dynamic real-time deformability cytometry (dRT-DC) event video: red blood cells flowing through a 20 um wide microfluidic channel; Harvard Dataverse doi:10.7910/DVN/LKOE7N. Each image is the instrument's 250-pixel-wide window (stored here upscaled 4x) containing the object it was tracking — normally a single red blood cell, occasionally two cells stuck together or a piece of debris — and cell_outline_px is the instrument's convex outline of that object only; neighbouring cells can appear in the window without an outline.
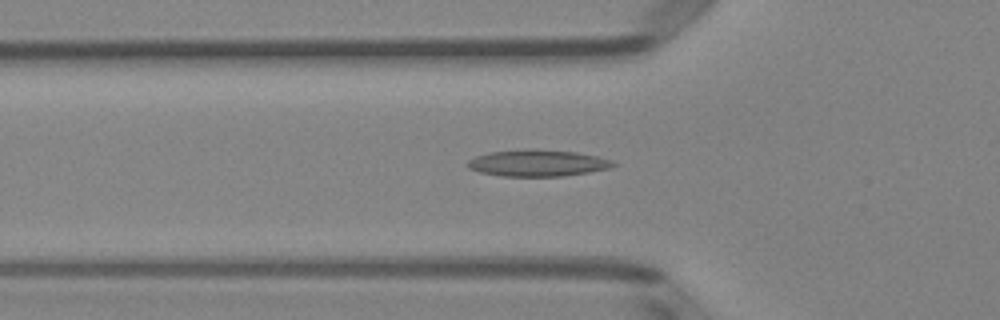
{"species": "Egyptian fruit bat (a non-hibernating species)", "species_latin": "Rousettus aegyptiacus", "temperature_condition": "room temperature", "stored_images_in_passage": 49, "camera_frame_rate_fps": 3000, "um_per_image_px": 0.085, "animal": {"sex": "female"}, "frame": {"image": 1, "passage_image": 16, "time_ms": 5.0, "image_size_px": [1000, 320], "cell_outline_px": [[616, 164], [612, 168], [564, 176], [504, 176], [480, 172], [468, 168], [464, 164], [468, 160], [476, 156], [488, 152], [532, 148], [576, 152], [596, 156], [612, 160]], "centroid_in_image_um": [45.67, 13.85], "position_along_channel_um": 80.1, "area_um2": 22.72}}
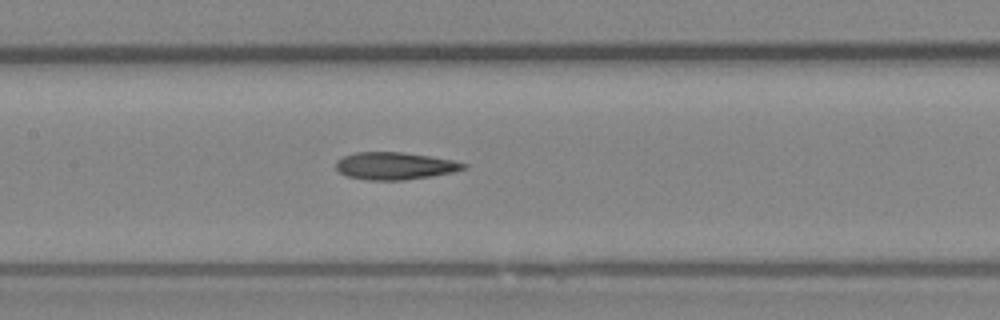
{"frame": {"image": 2, "passage_image": 23, "time_ms": 7.333, "image_size_px": [1000, 320], "cell_outline_px": [[468, 168], [452, 172], [432, 176], [404, 180], [368, 180], [348, 176], [340, 172], [336, 168], [336, 160], [344, 156], [356, 152], [400, 152], [428, 156], [452, 160], [468, 164]], "centroid_in_image_um": [33.57, 14.1], "position_along_channel_um": 173.8, "area_um2": 20.23}}
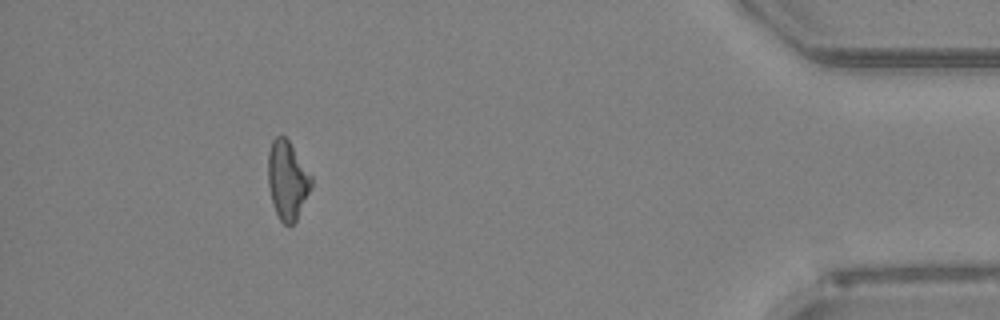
{"frame": {"image": 3, "passage_image": 45, "time_ms": 14.667, "image_size_px": [1000, 320], "cell_outline_px": [[312, 188], [296, 220], [292, 224], [284, 224], [280, 220], [272, 204], [268, 184], [268, 152], [272, 140], [276, 136], [284, 136], [288, 140], [312, 176]], "centroid_in_image_um": [24.42, 15.32], "position_along_channel_um": 410.8, "area_um2": 19.77}, "authors_computed_cell_mechanics": {"area_um2": 20.4034, "velocity_mm_per_s": 4.006, "shape_relaxation_time_tau1_ms": 7.5851, "shape_relaxation_time_tau2_ms": 4.1718, "deformation_change_tau1": 0.1938, "deformation_change_tau2": 0.1528}}